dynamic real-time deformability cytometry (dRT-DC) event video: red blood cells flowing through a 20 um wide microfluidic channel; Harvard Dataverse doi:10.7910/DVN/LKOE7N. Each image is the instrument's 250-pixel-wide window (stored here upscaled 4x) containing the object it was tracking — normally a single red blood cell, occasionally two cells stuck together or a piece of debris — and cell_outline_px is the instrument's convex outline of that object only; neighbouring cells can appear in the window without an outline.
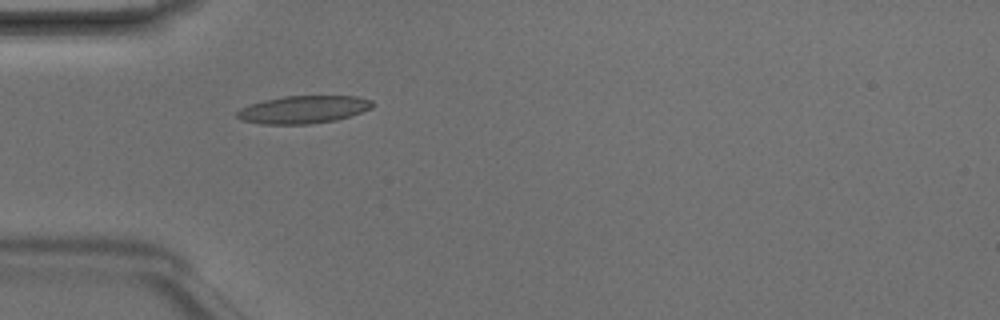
{"species": "Egyptian fruit bat (a non-hibernating species)", "species_latin": "Rousettus aegyptiacus", "temperature_condition": "room temperature", "stored_images_in_passage": 4, "camera_frame_rate_fps": 3000, "um_per_image_px": 0.085, "animal": {"sex": "male"}, "frame": {"image": 1, "passage_image": 4, "time_ms": 1.0, "image_size_px": [1000, 320], "cell_outline_px": [[376, 104], [372, 108], [336, 120], [308, 124], [260, 124], [240, 120], [236, 116], [236, 112], [240, 108], [264, 100], [284, 96], [356, 96], [372, 100]], "centroid_in_image_um": [25.78, 9.31], "position_along_channel_um": 59.2, "area_um2": 21.85}}